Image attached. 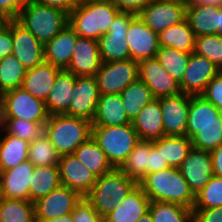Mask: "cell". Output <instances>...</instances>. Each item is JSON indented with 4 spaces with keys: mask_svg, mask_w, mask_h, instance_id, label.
Here are the masks:
<instances>
[{
    "mask_svg": "<svg viewBox=\"0 0 222 222\" xmlns=\"http://www.w3.org/2000/svg\"><path fill=\"white\" fill-rule=\"evenodd\" d=\"M222 206V178L213 175L208 184L195 196L193 208H214Z\"/></svg>",
    "mask_w": 222,
    "mask_h": 222,
    "instance_id": "cell-44",
    "label": "cell"
},
{
    "mask_svg": "<svg viewBox=\"0 0 222 222\" xmlns=\"http://www.w3.org/2000/svg\"><path fill=\"white\" fill-rule=\"evenodd\" d=\"M140 140H154L164 136L163 115L159 98L146 104L132 121Z\"/></svg>",
    "mask_w": 222,
    "mask_h": 222,
    "instance_id": "cell-25",
    "label": "cell"
},
{
    "mask_svg": "<svg viewBox=\"0 0 222 222\" xmlns=\"http://www.w3.org/2000/svg\"><path fill=\"white\" fill-rule=\"evenodd\" d=\"M148 211L153 222H193V209L175 203L150 201Z\"/></svg>",
    "mask_w": 222,
    "mask_h": 222,
    "instance_id": "cell-37",
    "label": "cell"
},
{
    "mask_svg": "<svg viewBox=\"0 0 222 222\" xmlns=\"http://www.w3.org/2000/svg\"><path fill=\"white\" fill-rule=\"evenodd\" d=\"M151 0H111L120 12L137 15Z\"/></svg>",
    "mask_w": 222,
    "mask_h": 222,
    "instance_id": "cell-52",
    "label": "cell"
},
{
    "mask_svg": "<svg viewBox=\"0 0 222 222\" xmlns=\"http://www.w3.org/2000/svg\"><path fill=\"white\" fill-rule=\"evenodd\" d=\"M5 132L31 142L44 132V126L40 122L5 119Z\"/></svg>",
    "mask_w": 222,
    "mask_h": 222,
    "instance_id": "cell-45",
    "label": "cell"
},
{
    "mask_svg": "<svg viewBox=\"0 0 222 222\" xmlns=\"http://www.w3.org/2000/svg\"><path fill=\"white\" fill-rule=\"evenodd\" d=\"M139 79L147 84L154 98L173 96L181 93L177 82L156 58L138 62Z\"/></svg>",
    "mask_w": 222,
    "mask_h": 222,
    "instance_id": "cell-17",
    "label": "cell"
},
{
    "mask_svg": "<svg viewBox=\"0 0 222 222\" xmlns=\"http://www.w3.org/2000/svg\"><path fill=\"white\" fill-rule=\"evenodd\" d=\"M126 37L130 59L139 62L156 57L160 47L158 33L153 32L138 15L131 19Z\"/></svg>",
    "mask_w": 222,
    "mask_h": 222,
    "instance_id": "cell-15",
    "label": "cell"
},
{
    "mask_svg": "<svg viewBox=\"0 0 222 222\" xmlns=\"http://www.w3.org/2000/svg\"><path fill=\"white\" fill-rule=\"evenodd\" d=\"M94 77L100 95L120 94L139 78L138 62L132 59L102 62Z\"/></svg>",
    "mask_w": 222,
    "mask_h": 222,
    "instance_id": "cell-8",
    "label": "cell"
},
{
    "mask_svg": "<svg viewBox=\"0 0 222 222\" xmlns=\"http://www.w3.org/2000/svg\"><path fill=\"white\" fill-rule=\"evenodd\" d=\"M191 95L179 93L159 98L164 135H186Z\"/></svg>",
    "mask_w": 222,
    "mask_h": 222,
    "instance_id": "cell-14",
    "label": "cell"
},
{
    "mask_svg": "<svg viewBox=\"0 0 222 222\" xmlns=\"http://www.w3.org/2000/svg\"><path fill=\"white\" fill-rule=\"evenodd\" d=\"M61 70L44 61L42 64L27 70L21 87L33 97L45 102L54 85L56 76Z\"/></svg>",
    "mask_w": 222,
    "mask_h": 222,
    "instance_id": "cell-23",
    "label": "cell"
},
{
    "mask_svg": "<svg viewBox=\"0 0 222 222\" xmlns=\"http://www.w3.org/2000/svg\"><path fill=\"white\" fill-rule=\"evenodd\" d=\"M179 170L193 195L197 196L214 175L210 152L192 148Z\"/></svg>",
    "mask_w": 222,
    "mask_h": 222,
    "instance_id": "cell-11",
    "label": "cell"
},
{
    "mask_svg": "<svg viewBox=\"0 0 222 222\" xmlns=\"http://www.w3.org/2000/svg\"><path fill=\"white\" fill-rule=\"evenodd\" d=\"M137 186L138 183L129 178L121 169L114 168L112 171L96 178L93 188L85 198L95 211L104 218Z\"/></svg>",
    "mask_w": 222,
    "mask_h": 222,
    "instance_id": "cell-3",
    "label": "cell"
},
{
    "mask_svg": "<svg viewBox=\"0 0 222 222\" xmlns=\"http://www.w3.org/2000/svg\"><path fill=\"white\" fill-rule=\"evenodd\" d=\"M193 148L211 152L222 145V123H207L191 139Z\"/></svg>",
    "mask_w": 222,
    "mask_h": 222,
    "instance_id": "cell-43",
    "label": "cell"
},
{
    "mask_svg": "<svg viewBox=\"0 0 222 222\" xmlns=\"http://www.w3.org/2000/svg\"><path fill=\"white\" fill-rule=\"evenodd\" d=\"M22 6L18 0H0V20L17 19Z\"/></svg>",
    "mask_w": 222,
    "mask_h": 222,
    "instance_id": "cell-50",
    "label": "cell"
},
{
    "mask_svg": "<svg viewBox=\"0 0 222 222\" xmlns=\"http://www.w3.org/2000/svg\"><path fill=\"white\" fill-rule=\"evenodd\" d=\"M0 138V172L28 160L29 142L6 132Z\"/></svg>",
    "mask_w": 222,
    "mask_h": 222,
    "instance_id": "cell-33",
    "label": "cell"
},
{
    "mask_svg": "<svg viewBox=\"0 0 222 222\" xmlns=\"http://www.w3.org/2000/svg\"><path fill=\"white\" fill-rule=\"evenodd\" d=\"M59 158L60 155L45 132L29 142L28 160L34 166L58 165Z\"/></svg>",
    "mask_w": 222,
    "mask_h": 222,
    "instance_id": "cell-41",
    "label": "cell"
},
{
    "mask_svg": "<svg viewBox=\"0 0 222 222\" xmlns=\"http://www.w3.org/2000/svg\"><path fill=\"white\" fill-rule=\"evenodd\" d=\"M158 38L160 47H172L188 53L194 51L195 35L186 18L161 31Z\"/></svg>",
    "mask_w": 222,
    "mask_h": 222,
    "instance_id": "cell-34",
    "label": "cell"
},
{
    "mask_svg": "<svg viewBox=\"0 0 222 222\" xmlns=\"http://www.w3.org/2000/svg\"><path fill=\"white\" fill-rule=\"evenodd\" d=\"M201 96L222 113V70L206 85Z\"/></svg>",
    "mask_w": 222,
    "mask_h": 222,
    "instance_id": "cell-46",
    "label": "cell"
},
{
    "mask_svg": "<svg viewBox=\"0 0 222 222\" xmlns=\"http://www.w3.org/2000/svg\"><path fill=\"white\" fill-rule=\"evenodd\" d=\"M120 169L139 184L149 173V140H140Z\"/></svg>",
    "mask_w": 222,
    "mask_h": 222,
    "instance_id": "cell-36",
    "label": "cell"
},
{
    "mask_svg": "<svg viewBox=\"0 0 222 222\" xmlns=\"http://www.w3.org/2000/svg\"><path fill=\"white\" fill-rule=\"evenodd\" d=\"M78 35L68 24L53 39L44 45V60L60 69H66L72 59V53Z\"/></svg>",
    "mask_w": 222,
    "mask_h": 222,
    "instance_id": "cell-21",
    "label": "cell"
},
{
    "mask_svg": "<svg viewBox=\"0 0 222 222\" xmlns=\"http://www.w3.org/2000/svg\"><path fill=\"white\" fill-rule=\"evenodd\" d=\"M136 222H153V219L148 211L142 217H140Z\"/></svg>",
    "mask_w": 222,
    "mask_h": 222,
    "instance_id": "cell-59",
    "label": "cell"
},
{
    "mask_svg": "<svg viewBox=\"0 0 222 222\" xmlns=\"http://www.w3.org/2000/svg\"><path fill=\"white\" fill-rule=\"evenodd\" d=\"M36 222H73L71 213H68L66 215H62L58 218H52V219H35Z\"/></svg>",
    "mask_w": 222,
    "mask_h": 222,
    "instance_id": "cell-56",
    "label": "cell"
},
{
    "mask_svg": "<svg viewBox=\"0 0 222 222\" xmlns=\"http://www.w3.org/2000/svg\"><path fill=\"white\" fill-rule=\"evenodd\" d=\"M119 9L111 1L79 0L69 14V25L79 37L98 40L108 33Z\"/></svg>",
    "mask_w": 222,
    "mask_h": 222,
    "instance_id": "cell-2",
    "label": "cell"
},
{
    "mask_svg": "<svg viewBox=\"0 0 222 222\" xmlns=\"http://www.w3.org/2000/svg\"><path fill=\"white\" fill-rule=\"evenodd\" d=\"M191 53L176 50L172 47H159L156 59L161 66L177 81L181 82Z\"/></svg>",
    "mask_w": 222,
    "mask_h": 222,
    "instance_id": "cell-40",
    "label": "cell"
},
{
    "mask_svg": "<svg viewBox=\"0 0 222 222\" xmlns=\"http://www.w3.org/2000/svg\"><path fill=\"white\" fill-rule=\"evenodd\" d=\"M76 76L62 69L56 76L54 85L45 101L49 115L66 114L74 92Z\"/></svg>",
    "mask_w": 222,
    "mask_h": 222,
    "instance_id": "cell-24",
    "label": "cell"
},
{
    "mask_svg": "<svg viewBox=\"0 0 222 222\" xmlns=\"http://www.w3.org/2000/svg\"><path fill=\"white\" fill-rule=\"evenodd\" d=\"M11 36L13 43L12 55H14L27 70L45 61L44 45L16 19L11 20Z\"/></svg>",
    "mask_w": 222,
    "mask_h": 222,
    "instance_id": "cell-12",
    "label": "cell"
},
{
    "mask_svg": "<svg viewBox=\"0 0 222 222\" xmlns=\"http://www.w3.org/2000/svg\"><path fill=\"white\" fill-rule=\"evenodd\" d=\"M0 222H36L35 204L29 200L5 198L0 203Z\"/></svg>",
    "mask_w": 222,
    "mask_h": 222,
    "instance_id": "cell-38",
    "label": "cell"
},
{
    "mask_svg": "<svg viewBox=\"0 0 222 222\" xmlns=\"http://www.w3.org/2000/svg\"><path fill=\"white\" fill-rule=\"evenodd\" d=\"M127 117L133 121L144 106L154 98L147 84L139 78L130 83L121 93Z\"/></svg>",
    "mask_w": 222,
    "mask_h": 222,
    "instance_id": "cell-35",
    "label": "cell"
},
{
    "mask_svg": "<svg viewBox=\"0 0 222 222\" xmlns=\"http://www.w3.org/2000/svg\"><path fill=\"white\" fill-rule=\"evenodd\" d=\"M193 4L201 6H212L220 8L222 6V0H191Z\"/></svg>",
    "mask_w": 222,
    "mask_h": 222,
    "instance_id": "cell-55",
    "label": "cell"
},
{
    "mask_svg": "<svg viewBox=\"0 0 222 222\" xmlns=\"http://www.w3.org/2000/svg\"><path fill=\"white\" fill-rule=\"evenodd\" d=\"M85 1H111V0H85Z\"/></svg>",
    "mask_w": 222,
    "mask_h": 222,
    "instance_id": "cell-62",
    "label": "cell"
},
{
    "mask_svg": "<svg viewBox=\"0 0 222 222\" xmlns=\"http://www.w3.org/2000/svg\"><path fill=\"white\" fill-rule=\"evenodd\" d=\"M0 131H2L3 133L5 132V115L1 101H0ZM3 133L1 134L0 132V138L3 136Z\"/></svg>",
    "mask_w": 222,
    "mask_h": 222,
    "instance_id": "cell-57",
    "label": "cell"
},
{
    "mask_svg": "<svg viewBox=\"0 0 222 222\" xmlns=\"http://www.w3.org/2000/svg\"><path fill=\"white\" fill-rule=\"evenodd\" d=\"M5 199L4 197V192H3V188H2V183L0 180V203Z\"/></svg>",
    "mask_w": 222,
    "mask_h": 222,
    "instance_id": "cell-60",
    "label": "cell"
},
{
    "mask_svg": "<svg viewBox=\"0 0 222 222\" xmlns=\"http://www.w3.org/2000/svg\"><path fill=\"white\" fill-rule=\"evenodd\" d=\"M99 98L100 92L94 76H76L68 115L85 118L92 122Z\"/></svg>",
    "mask_w": 222,
    "mask_h": 222,
    "instance_id": "cell-18",
    "label": "cell"
},
{
    "mask_svg": "<svg viewBox=\"0 0 222 222\" xmlns=\"http://www.w3.org/2000/svg\"><path fill=\"white\" fill-rule=\"evenodd\" d=\"M101 65L98 40L78 36L72 59L65 70L75 76H95Z\"/></svg>",
    "mask_w": 222,
    "mask_h": 222,
    "instance_id": "cell-20",
    "label": "cell"
},
{
    "mask_svg": "<svg viewBox=\"0 0 222 222\" xmlns=\"http://www.w3.org/2000/svg\"><path fill=\"white\" fill-rule=\"evenodd\" d=\"M35 166L29 161L0 172L5 198L29 200V186Z\"/></svg>",
    "mask_w": 222,
    "mask_h": 222,
    "instance_id": "cell-22",
    "label": "cell"
},
{
    "mask_svg": "<svg viewBox=\"0 0 222 222\" xmlns=\"http://www.w3.org/2000/svg\"><path fill=\"white\" fill-rule=\"evenodd\" d=\"M169 168L167 162L163 159L161 152L149 140V173L159 172Z\"/></svg>",
    "mask_w": 222,
    "mask_h": 222,
    "instance_id": "cell-51",
    "label": "cell"
},
{
    "mask_svg": "<svg viewBox=\"0 0 222 222\" xmlns=\"http://www.w3.org/2000/svg\"><path fill=\"white\" fill-rule=\"evenodd\" d=\"M71 216L73 222H103V218L95 211L85 197L73 209Z\"/></svg>",
    "mask_w": 222,
    "mask_h": 222,
    "instance_id": "cell-47",
    "label": "cell"
},
{
    "mask_svg": "<svg viewBox=\"0 0 222 222\" xmlns=\"http://www.w3.org/2000/svg\"><path fill=\"white\" fill-rule=\"evenodd\" d=\"M218 34L222 36V6L218 8Z\"/></svg>",
    "mask_w": 222,
    "mask_h": 222,
    "instance_id": "cell-58",
    "label": "cell"
},
{
    "mask_svg": "<svg viewBox=\"0 0 222 222\" xmlns=\"http://www.w3.org/2000/svg\"><path fill=\"white\" fill-rule=\"evenodd\" d=\"M60 185L58 165L35 166L29 186V201L36 202Z\"/></svg>",
    "mask_w": 222,
    "mask_h": 222,
    "instance_id": "cell-32",
    "label": "cell"
},
{
    "mask_svg": "<svg viewBox=\"0 0 222 222\" xmlns=\"http://www.w3.org/2000/svg\"><path fill=\"white\" fill-rule=\"evenodd\" d=\"M22 5L31 2V0H18Z\"/></svg>",
    "mask_w": 222,
    "mask_h": 222,
    "instance_id": "cell-61",
    "label": "cell"
},
{
    "mask_svg": "<svg viewBox=\"0 0 222 222\" xmlns=\"http://www.w3.org/2000/svg\"><path fill=\"white\" fill-rule=\"evenodd\" d=\"M0 101L5 119L40 122L44 126L50 116L45 102L33 97L22 87L3 93Z\"/></svg>",
    "mask_w": 222,
    "mask_h": 222,
    "instance_id": "cell-7",
    "label": "cell"
},
{
    "mask_svg": "<svg viewBox=\"0 0 222 222\" xmlns=\"http://www.w3.org/2000/svg\"><path fill=\"white\" fill-rule=\"evenodd\" d=\"M134 13L120 12L110 26L108 33L98 39L102 62L130 59L126 33Z\"/></svg>",
    "mask_w": 222,
    "mask_h": 222,
    "instance_id": "cell-10",
    "label": "cell"
},
{
    "mask_svg": "<svg viewBox=\"0 0 222 222\" xmlns=\"http://www.w3.org/2000/svg\"><path fill=\"white\" fill-rule=\"evenodd\" d=\"M73 155L96 177H100L114 168L109 163L105 152L92 136L82 143Z\"/></svg>",
    "mask_w": 222,
    "mask_h": 222,
    "instance_id": "cell-31",
    "label": "cell"
},
{
    "mask_svg": "<svg viewBox=\"0 0 222 222\" xmlns=\"http://www.w3.org/2000/svg\"><path fill=\"white\" fill-rule=\"evenodd\" d=\"M184 0H151L137 15L153 31L160 33L186 18Z\"/></svg>",
    "mask_w": 222,
    "mask_h": 222,
    "instance_id": "cell-9",
    "label": "cell"
},
{
    "mask_svg": "<svg viewBox=\"0 0 222 222\" xmlns=\"http://www.w3.org/2000/svg\"><path fill=\"white\" fill-rule=\"evenodd\" d=\"M60 183L85 197L96 182L94 176L73 154L62 155L58 162Z\"/></svg>",
    "mask_w": 222,
    "mask_h": 222,
    "instance_id": "cell-19",
    "label": "cell"
},
{
    "mask_svg": "<svg viewBox=\"0 0 222 222\" xmlns=\"http://www.w3.org/2000/svg\"><path fill=\"white\" fill-rule=\"evenodd\" d=\"M92 138L115 169H120L140 141L132 123L120 126H92Z\"/></svg>",
    "mask_w": 222,
    "mask_h": 222,
    "instance_id": "cell-6",
    "label": "cell"
},
{
    "mask_svg": "<svg viewBox=\"0 0 222 222\" xmlns=\"http://www.w3.org/2000/svg\"><path fill=\"white\" fill-rule=\"evenodd\" d=\"M220 71L209 59L191 53L184 76L179 83L181 92L192 96L201 95L206 85Z\"/></svg>",
    "mask_w": 222,
    "mask_h": 222,
    "instance_id": "cell-16",
    "label": "cell"
},
{
    "mask_svg": "<svg viewBox=\"0 0 222 222\" xmlns=\"http://www.w3.org/2000/svg\"><path fill=\"white\" fill-rule=\"evenodd\" d=\"M83 197L76 191L60 185L35 204V219H52L72 213Z\"/></svg>",
    "mask_w": 222,
    "mask_h": 222,
    "instance_id": "cell-13",
    "label": "cell"
},
{
    "mask_svg": "<svg viewBox=\"0 0 222 222\" xmlns=\"http://www.w3.org/2000/svg\"><path fill=\"white\" fill-rule=\"evenodd\" d=\"M213 164V173L222 178V145L210 152Z\"/></svg>",
    "mask_w": 222,
    "mask_h": 222,
    "instance_id": "cell-54",
    "label": "cell"
},
{
    "mask_svg": "<svg viewBox=\"0 0 222 222\" xmlns=\"http://www.w3.org/2000/svg\"><path fill=\"white\" fill-rule=\"evenodd\" d=\"M11 20L0 23V59L12 54Z\"/></svg>",
    "mask_w": 222,
    "mask_h": 222,
    "instance_id": "cell-48",
    "label": "cell"
},
{
    "mask_svg": "<svg viewBox=\"0 0 222 222\" xmlns=\"http://www.w3.org/2000/svg\"><path fill=\"white\" fill-rule=\"evenodd\" d=\"M16 20L45 45L69 24V15L31 1L22 6Z\"/></svg>",
    "mask_w": 222,
    "mask_h": 222,
    "instance_id": "cell-5",
    "label": "cell"
},
{
    "mask_svg": "<svg viewBox=\"0 0 222 222\" xmlns=\"http://www.w3.org/2000/svg\"><path fill=\"white\" fill-rule=\"evenodd\" d=\"M31 1L41 5H46L49 7L62 10L68 15L78 5L79 2V0H31Z\"/></svg>",
    "mask_w": 222,
    "mask_h": 222,
    "instance_id": "cell-53",
    "label": "cell"
},
{
    "mask_svg": "<svg viewBox=\"0 0 222 222\" xmlns=\"http://www.w3.org/2000/svg\"><path fill=\"white\" fill-rule=\"evenodd\" d=\"M153 145L161 152L163 159L169 167L179 168L182 161L187 157L193 148L191 139L186 135H164L161 138L152 140Z\"/></svg>",
    "mask_w": 222,
    "mask_h": 222,
    "instance_id": "cell-30",
    "label": "cell"
},
{
    "mask_svg": "<svg viewBox=\"0 0 222 222\" xmlns=\"http://www.w3.org/2000/svg\"><path fill=\"white\" fill-rule=\"evenodd\" d=\"M138 186L150 201L179 204L193 209L195 196L179 168L169 167L159 172L148 173Z\"/></svg>",
    "mask_w": 222,
    "mask_h": 222,
    "instance_id": "cell-1",
    "label": "cell"
},
{
    "mask_svg": "<svg viewBox=\"0 0 222 222\" xmlns=\"http://www.w3.org/2000/svg\"><path fill=\"white\" fill-rule=\"evenodd\" d=\"M207 123H222V113L201 95H191L186 136L192 139Z\"/></svg>",
    "mask_w": 222,
    "mask_h": 222,
    "instance_id": "cell-28",
    "label": "cell"
},
{
    "mask_svg": "<svg viewBox=\"0 0 222 222\" xmlns=\"http://www.w3.org/2000/svg\"><path fill=\"white\" fill-rule=\"evenodd\" d=\"M193 222H222V206L193 208Z\"/></svg>",
    "mask_w": 222,
    "mask_h": 222,
    "instance_id": "cell-49",
    "label": "cell"
},
{
    "mask_svg": "<svg viewBox=\"0 0 222 222\" xmlns=\"http://www.w3.org/2000/svg\"><path fill=\"white\" fill-rule=\"evenodd\" d=\"M27 69L14 55L0 59V96L22 86Z\"/></svg>",
    "mask_w": 222,
    "mask_h": 222,
    "instance_id": "cell-39",
    "label": "cell"
},
{
    "mask_svg": "<svg viewBox=\"0 0 222 222\" xmlns=\"http://www.w3.org/2000/svg\"><path fill=\"white\" fill-rule=\"evenodd\" d=\"M150 199L137 186L115 209L103 218V222H136L148 212Z\"/></svg>",
    "mask_w": 222,
    "mask_h": 222,
    "instance_id": "cell-26",
    "label": "cell"
},
{
    "mask_svg": "<svg viewBox=\"0 0 222 222\" xmlns=\"http://www.w3.org/2000/svg\"><path fill=\"white\" fill-rule=\"evenodd\" d=\"M44 132L60 156L73 154L92 136V123L81 117L55 114L44 124Z\"/></svg>",
    "mask_w": 222,
    "mask_h": 222,
    "instance_id": "cell-4",
    "label": "cell"
},
{
    "mask_svg": "<svg viewBox=\"0 0 222 222\" xmlns=\"http://www.w3.org/2000/svg\"><path fill=\"white\" fill-rule=\"evenodd\" d=\"M195 54L212 61L222 70V36L219 34L202 35L195 37Z\"/></svg>",
    "mask_w": 222,
    "mask_h": 222,
    "instance_id": "cell-42",
    "label": "cell"
},
{
    "mask_svg": "<svg viewBox=\"0 0 222 222\" xmlns=\"http://www.w3.org/2000/svg\"><path fill=\"white\" fill-rule=\"evenodd\" d=\"M186 19L195 37L218 34V8L187 2Z\"/></svg>",
    "mask_w": 222,
    "mask_h": 222,
    "instance_id": "cell-29",
    "label": "cell"
},
{
    "mask_svg": "<svg viewBox=\"0 0 222 222\" xmlns=\"http://www.w3.org/2000/svg\"><path fill=\"white\" fill-rule=\"evenodd\" d=\"M92 126H120L132 123L127 117L120 94L100 95Z\"/></svg>",
    "mask_w": 222,
    "mask_h": 222,
    "instance_id": "cell-27",
    "label": "cell"
}]
</instances>
